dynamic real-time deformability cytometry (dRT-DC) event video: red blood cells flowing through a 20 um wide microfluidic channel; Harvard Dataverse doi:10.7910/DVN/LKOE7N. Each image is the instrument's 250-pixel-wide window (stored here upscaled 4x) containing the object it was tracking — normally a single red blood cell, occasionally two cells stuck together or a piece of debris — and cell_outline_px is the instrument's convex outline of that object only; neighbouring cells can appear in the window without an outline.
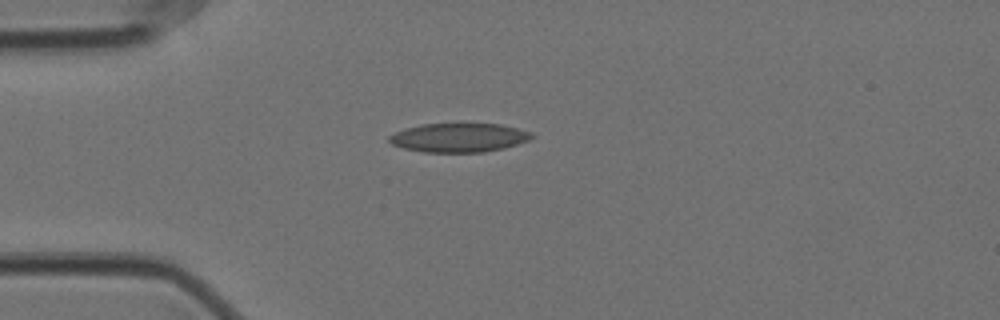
{"species": "Egyptian fruit bat (a non-hibernating species)", "species_latin": "Rousettus aegyptiacus", "temperature_condition": "cold", "stored_images_in_passage": 43, "camera_frame_rate_fps": 3000, "um_per_image_px": 0.085, "animal": {"sex": "female"}, "frame": {"image": 1, "passage_image": 1, "time_ms": 0.0, "image_size_px": [1000, 320], "cell_outline_px": [[536, 136], [528, 140], [504, 148], [484, 152], [424, 152], [404, 148], [392, 144], [388, 140], [388, 136], [404, 128], [420, 124], [460, 120], [500, 124], [532, 132]], "centroid_in_image_um": [39.0, 11.64], "position_along_channel_um": 46.0, "area_um2": 25.14}}
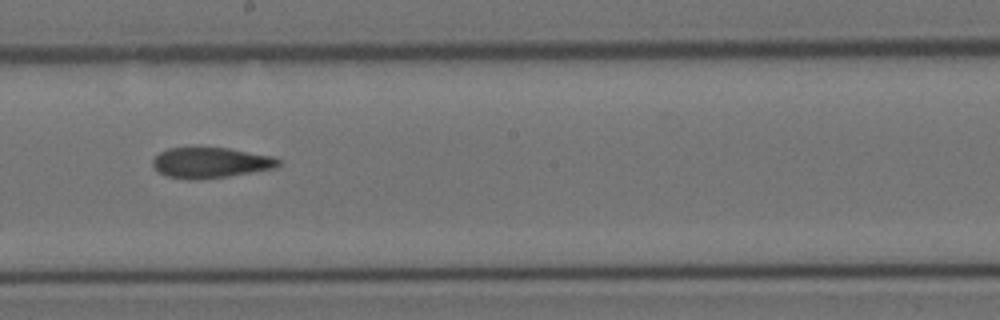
{"frame": {"image": 2, "passage_image": 18, "time_ms": 5.667, "image_size_px": [1000, 320], "cell_outline_px": [[280, 164], [276, 168], [228, 176], [200, 180], [184, 180], [168, 176], [160, 172], [152, 164], [152, 160], [160, 152], [168, 148], [228, 148], [272, 156], [280, 160]], "centroid_in_image_um": [17.9, 13.84], "position_along_channel_um": 230.3, "area_um2": 22.31}}
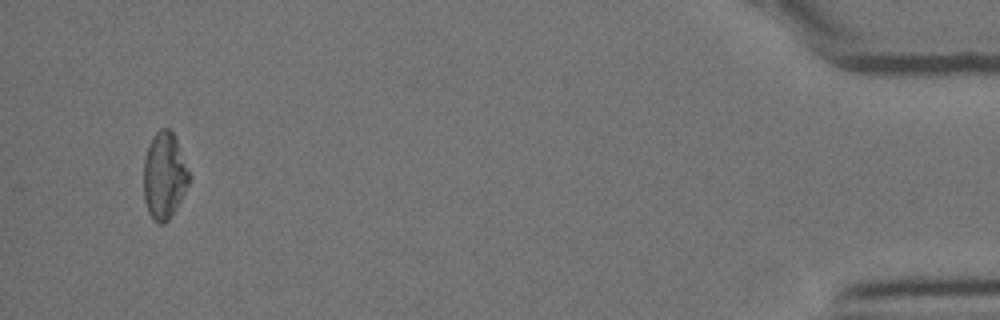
{"frame": {"image": 3, "passage_image": 41, "time_ms": 13.333, "image_size_px": [1000, 320], "cell_outline_px": [[192, 176], [180, 200], [168, 220], [164, 224], [160, 224], [148, 212], [144, 200], [144, 160], [148, 144], [156, 132], [160, 128], [168, 128], [172, 132], [176, 140]], "centroid_in_image_um": [13.97, 14.91], "position_along_channel_um": 421.2, "area_um2": 22.77}, "authors_computed_cell_mechanics": {"area_um2": 23.0622, "velocity_mm_per_s": 3.5289, "shape_relaxation_time_tau1_ms": null, "shape_relaxation_time_tau2_ms": 4.455, "deformation_change_tau1": null, "deformation_change_tau2": 0.0968}}